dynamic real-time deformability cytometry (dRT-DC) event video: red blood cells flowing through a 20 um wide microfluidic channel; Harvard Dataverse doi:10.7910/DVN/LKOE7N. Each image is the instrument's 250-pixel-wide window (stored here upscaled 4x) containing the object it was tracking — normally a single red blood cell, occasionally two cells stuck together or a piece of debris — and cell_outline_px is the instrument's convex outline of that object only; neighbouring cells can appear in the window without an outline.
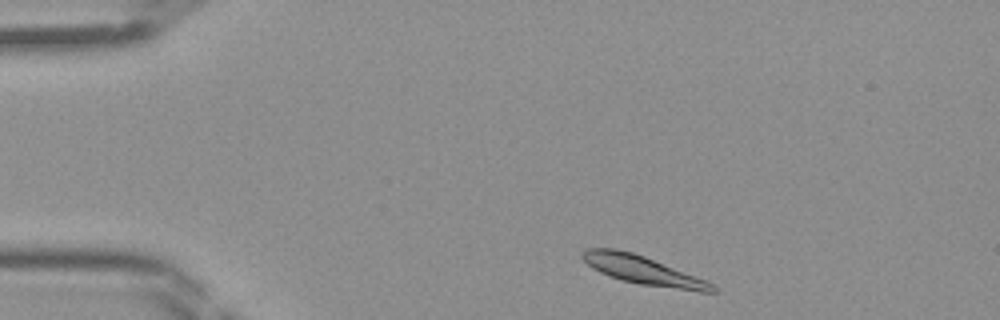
{"species": "Egyptian fruit bat (a non-hibernating species)", "species_latin": "Rousettus aegyptiacus", "temperature_condition": "room temperature", "stored_images_in_passage": 41, "camera_frame_rate_fps": 3000, "um_per_image_px": 0.085, "frame": {"image": 1, "passage_image": 2, "time_ms": 0.333, "image_size_px": [1000, 320], "cell_outline_px": [[716, 292], [700, 292], [640, 284], [624, 280], [600, 272], [592, 268], [580, 256], [580, 252], [588, 248], [616, 248], [632, 252], [644, 256], [704, 280], [712, 284], [716, 288]], "centroid_in_image_um": [54.59, 22.95], "position_along_channel_um": 30.4, "area_um2": 21.1}}
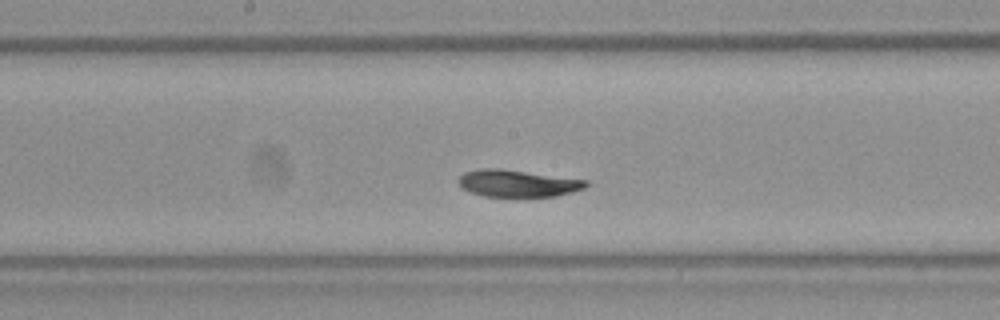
{"frame": {"image": 2, "passage_image": 18, "time_ms": 5.667, "image_size_px": [1000, 320], "cell_outline_px": [[588, 184], [584, 188], [572, 192], [556, 196], [484, 196], [468, 192], [460, 188], [456, 180], [464, 172], [480, 168], [500, 168], [588, 180]], "centroid_in_image_um": [43.94, 15.57], "position_along_channel_um": 204.3, "area_um2": 20.23}}
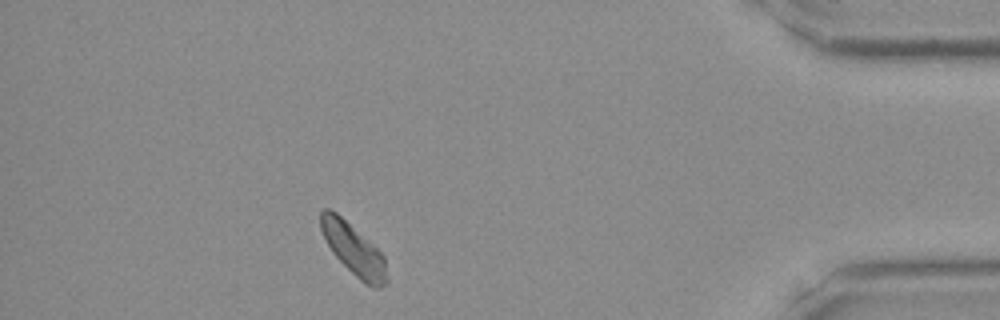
{"frame": {"image": 3, "passage_image": 35, "time_ms": 11.333, "image_size_px": [1000, 320], "cell_outline_px": [[388, 284], [380, 288], [372, 288], [360, 280], [332, 252], [320, 228], [320, 212], [324, 208], [328, 208], [336, 212], [372, 244], [384, 256], [388, 280]], "centroid_in_image_um": [30.07, 21.22], "position_along_channel_um": 405.1, "area_um2": 19.48}}